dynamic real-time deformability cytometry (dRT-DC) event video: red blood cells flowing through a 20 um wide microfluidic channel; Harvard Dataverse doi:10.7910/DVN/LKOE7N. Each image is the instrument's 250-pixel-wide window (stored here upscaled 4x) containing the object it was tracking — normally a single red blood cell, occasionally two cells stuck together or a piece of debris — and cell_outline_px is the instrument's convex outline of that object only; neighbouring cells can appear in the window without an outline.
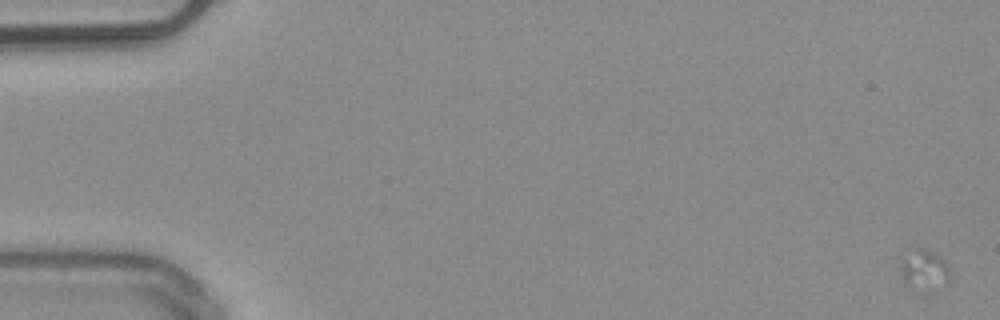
{"species": "common noctule bat (a hibernating species)", "species_latin": "Nyctalus noctula", "temperature_condition": "warm", "stored_images_in_passage": 2, "camera_frame_rate_fps": 3000, "um_per_image_px": 0.085, "animal": {"sex": "male", "body_mass_g": 20.4}, "frame": {"image": 1, "passage_image": 1, "time_ms": 0.0, "image_size_px": [1000, 320], "cell_outline_px": [[952, 272], [948, 280], [908, 284], [900, 272], [900, 252], [916, 248], [924, 248], [936, 252], [948, 264]], "centroid_in_image_um": [78.49, 22.65], "position_along_channel_um": 6.5, "area_um2": 10.52}}